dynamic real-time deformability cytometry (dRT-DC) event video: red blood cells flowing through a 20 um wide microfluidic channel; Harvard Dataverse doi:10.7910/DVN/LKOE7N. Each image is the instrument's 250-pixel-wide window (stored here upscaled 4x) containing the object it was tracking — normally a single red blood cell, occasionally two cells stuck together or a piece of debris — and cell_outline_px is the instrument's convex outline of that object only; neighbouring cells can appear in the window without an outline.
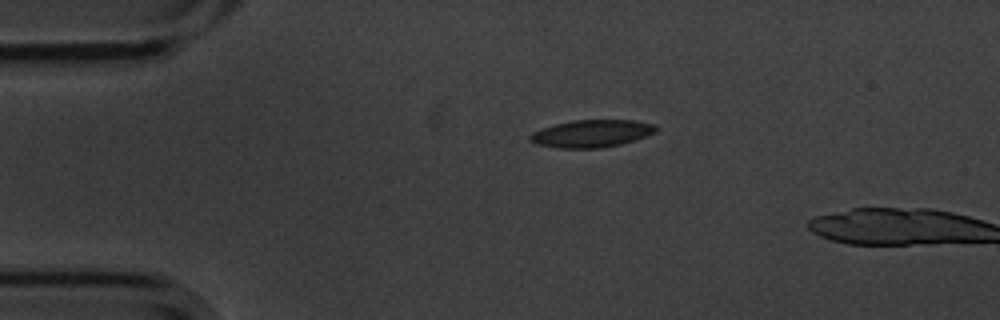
{"species": "common noctule bat (a hibernating species)", "species_latin": "Nyctalus noctula", "temperature_condition": "cold", "stored_images_in_passage": 2, "camera_frame_rate_fps": 3000, "um_per_image_px": 0.085, "animal": {"sex": "male", "body_mass_g": 20.1, "forearm_length_mm": 53.5}, "frame": {"image": 1, "passage_image": 1, "time_ms": 0.0, "image_size_px": [1000, 320], "cell_outline_px": [[656, 132], [620, 144], [600, 148], [560, 148], [536, 144], [528, 140], [528, 136], [532, 132], [556, 124], [572, 120], [632, 120], [656, 124]], "centroid_in_image_um": [50.25, 11.35], "position_along_channel_um": 34.7, "area_um2": 19.94}}